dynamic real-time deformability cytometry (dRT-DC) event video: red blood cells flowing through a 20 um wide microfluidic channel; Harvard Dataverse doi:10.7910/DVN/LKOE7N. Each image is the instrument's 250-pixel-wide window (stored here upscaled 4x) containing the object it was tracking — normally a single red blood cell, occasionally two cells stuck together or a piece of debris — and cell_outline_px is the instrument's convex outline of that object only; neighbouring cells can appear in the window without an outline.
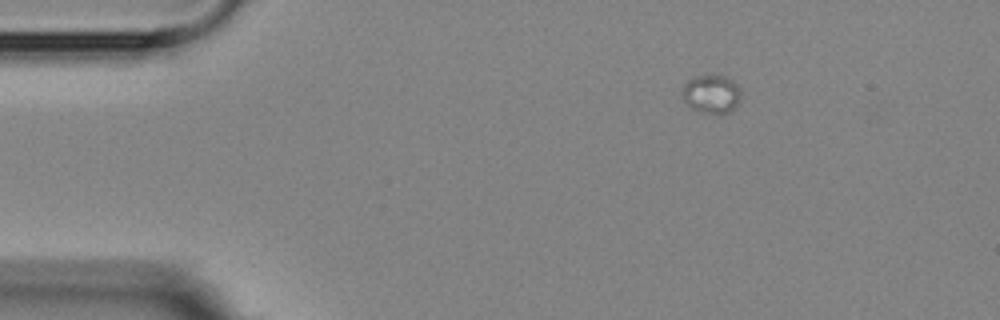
{"species": "Egyptian fruit bat (a non-hibernating species)", "species_latin": "Rousettus aegyptiacus", "temperature_condition": "room temperature", "stored_images_in_passage": 3, "camera_frame_rate_fps": 3000, "um_per_image_px": 0.085, "animal": {"sex": "female"}, "frame": {"image": 1, "passage_image": 1, "time_ms": 0.0, "image_size_px": [1000, 320], "cell_outline_px": [[740, 100], [728, 112], [704, 112], [692, 108], [684, 100], [680, 92], [684, 84], [688, 80], [696, 76], [724, 76], [732, 80], [740, 88]], "centroid_in_image_um": [60.44, 7.96], "position_along_channel_um": 24.6, "area_um2": 12.77}}